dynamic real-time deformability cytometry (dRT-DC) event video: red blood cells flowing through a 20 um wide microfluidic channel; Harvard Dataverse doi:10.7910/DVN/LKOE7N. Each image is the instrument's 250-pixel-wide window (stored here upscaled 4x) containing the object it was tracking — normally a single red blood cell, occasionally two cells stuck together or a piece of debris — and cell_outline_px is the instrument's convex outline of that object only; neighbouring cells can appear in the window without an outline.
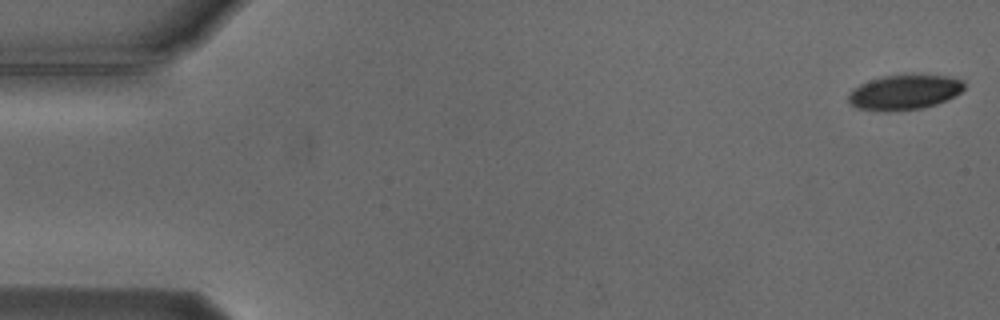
{"species": "Egyptian fruit bat (a non-hibernating species)", "species_latin": "Rousettus aegyptiacus", "temperature_condition": "cold", "stored_images_in_passage": 19, "camera_frame_rate_fps": 3000, "um_per_image_px": 0.085, "animal": {"sex": "male"}, "frame": {"image": 1, "passage_image": 1, "time_ms": 0.0, "image_size_px": [1000, 320], "cell_outline_px": [[964, 88], [960, 92], [936, 104], [924, 108], [884, 112], [856, 108], [848, 104], [848, 92], [852, 88], [860, 84], [884, 76], [948, 76], [964, 80]], "centroid_in_image_um": [76.81, 7.87], "position_along_channel_um": 8.2, "area_um2": 23.35}}
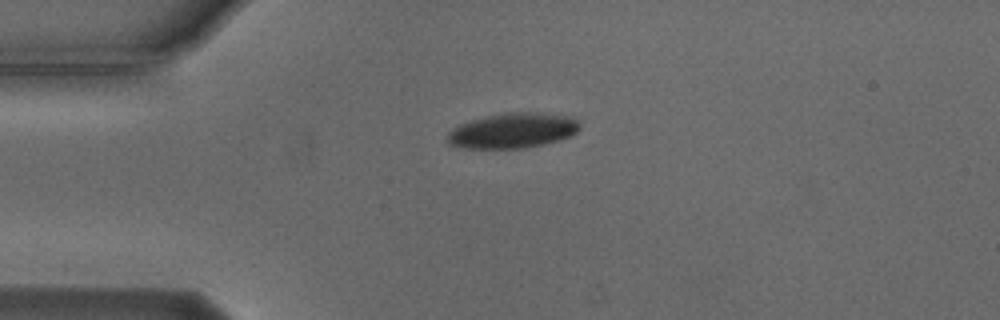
{"frame": {"image": 2, "passage_image": 13, "time_ms": 4.0, "image_size_px": [1000, 320], "cell_outline_px": [[580, 128], [572, 136], [560, 140], [544, 144], [524, 148], [464, 148], [448, 144], [444, 140], [448, 132], [452, 128], [460, 124], [472, 120], [504, 112], [540, 112], [576, 116], [580, 124]], "centroid_in_image_um": [43.62, 11.09], "position_along_channel_um": 41.4, "area_um2": 27.63}}
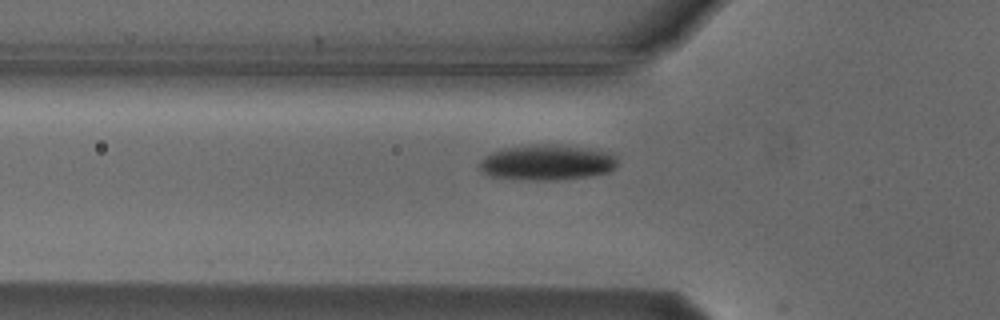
{"frame": {"image": 3, "passage_image": 18, "time_ms": 5.667, "image_size_px": [1000, 320], "cell_outline_px": [[616, 168], [608, 172], [588, 176], [548, 180], [544, 180], [492, 176], [484, 172], [480, 168], [480, 160], [488, 152], [500, 148], [532, 144], [560, 144], [596, 148], [612, 152], [616, 156]], "centroid_in_image_um": [46.54, 13.75], "position_along_channel_um": 79.3, "area_um2": 28.78}}